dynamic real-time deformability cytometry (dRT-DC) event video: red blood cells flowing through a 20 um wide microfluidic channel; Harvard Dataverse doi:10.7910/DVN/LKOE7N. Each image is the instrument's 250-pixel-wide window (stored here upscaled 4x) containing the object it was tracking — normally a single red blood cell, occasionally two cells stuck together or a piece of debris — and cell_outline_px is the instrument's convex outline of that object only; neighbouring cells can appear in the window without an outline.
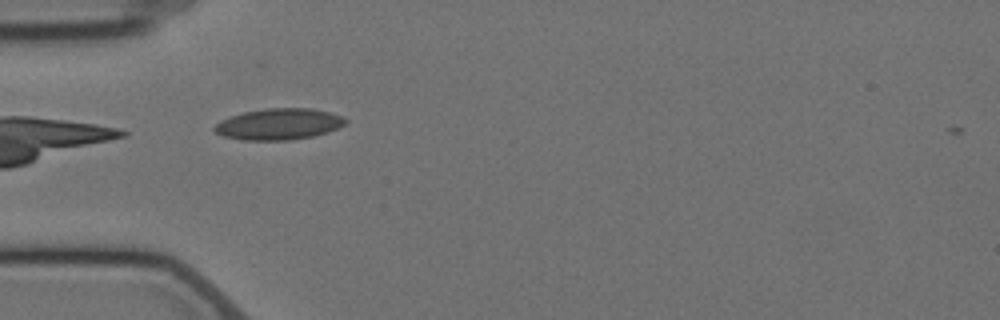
{"species": "Egyptian fruit bat (a non-hibernating species)", "species_latin": "Rousettus aegyptiacus", "temperature_condition": "cold", "stored_images_in_passage": 5, "camera_frame_rate_fps": 3000, "um_per_image_px": 0.085, "animal": {"sex": "female"}, "frame": {"image": 1, "passage_image": 2, "time_ms": 1.0, "image_size_px": [1000, 320], "cell_outline_px": [[348, 120], [344, 124], [328, 132], [312, 136], [288, 140], [244, 140], [224, 136], [216, 132], [212, 128], [220, 120], [244, 112], [264, 108], [312, 108], [344, 116]], "centroid_in_image_um": [23.7, 10.54], "position_along_channel_um": 61.3, "area_um2": 23.76}}
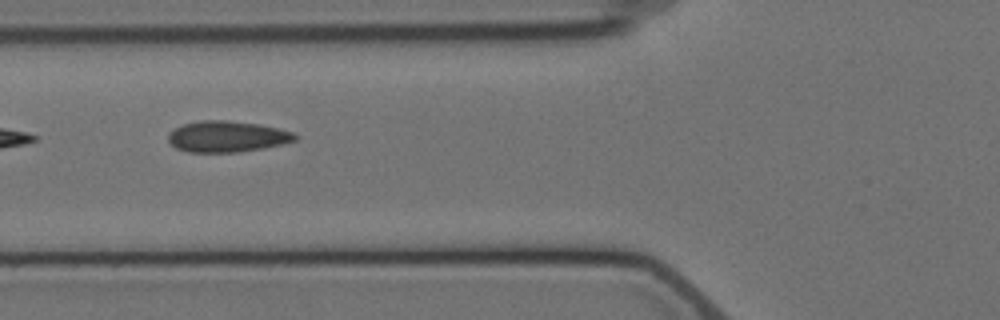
{"frame": {"image": 2, "passage_image": 3, "time_ms": 2.333, "image_size_px": [1000, 320], "cell_outline_px": [[296, 140], [264, 148], [240, 152], [188, 152], [176, 148], [168, 140], [168, 132], [184, 124], [200, 120], [228, 120], [260, 124], [292, 132], [296, 136]], "centroid_in_image_um": [19.27, 11.6], "position_along_channel_um": 106.5, "area_um2": 22.89}}
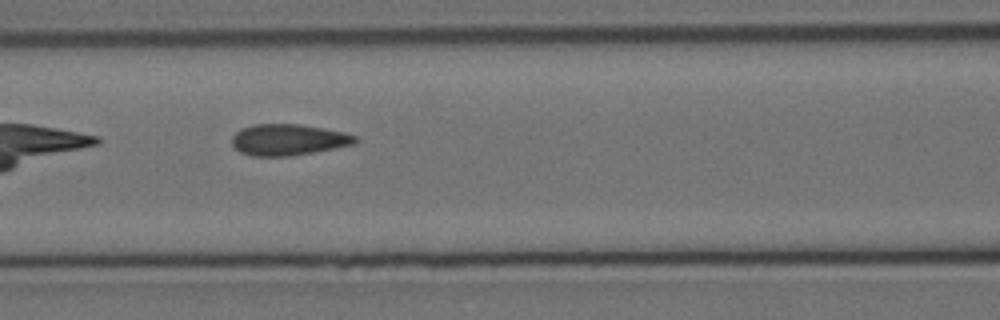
{"frame": {"image": 3, "passage_image": 4, "time_ms": 3.333, "image_size_px": [1000, 320], "cell_outline_px": [[356, 144], [312, 152], [288, 156], [252, 156], [240, 152], [232, 144], [232, 136], [240, 128], [252, 124], [300, 124], [324, 128], [344, 132], [356, 136]], "centroid_in_image_um": [24.48, 11.87], "position_along_channel_um": 142.1, "area_um2": 22.43}}